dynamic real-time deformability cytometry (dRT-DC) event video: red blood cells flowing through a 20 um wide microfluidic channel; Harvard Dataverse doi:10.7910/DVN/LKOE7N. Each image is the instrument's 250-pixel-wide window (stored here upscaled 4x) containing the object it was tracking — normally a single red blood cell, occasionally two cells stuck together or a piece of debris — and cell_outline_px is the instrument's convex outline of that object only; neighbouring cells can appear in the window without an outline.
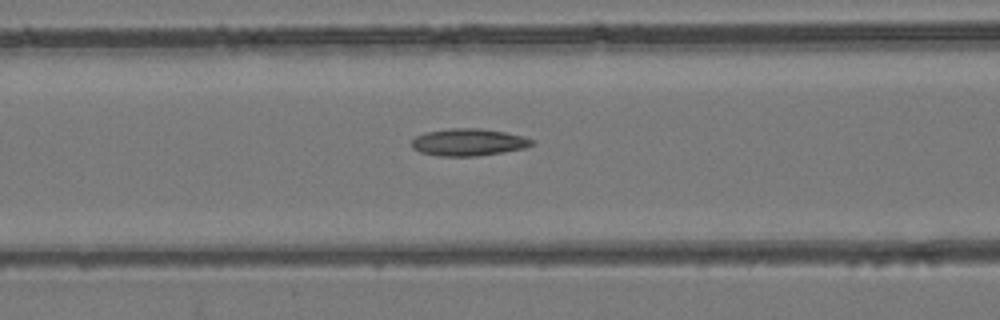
{"species": "common noctule bat (a hibernating species)", "species_latin": "Nyctalus noctula", "temperature_condition": "room temperature", "stored_images_in_passage": 44, "camera_frame_rate_fps": 3000, "um_per_image_px": 0.085, "animal": {"sex": "female", "body_mass_g": 24.6, "forearm_length_mm": 56.2}, "frame": {"image": 1, "passage_image": 21, "time_ms": 6.667, "image_size_px": [1000, 320], "cell_outline_px": [[536, 144], [524, 148], [504, 152], [476, 156], [440, 156], [420, 152], [412, 148], [412, 140], [416, 136], [424, 132], [448, 128], [480, 128], [504, 132], [524, 136], [536, 140]], "centroid_in_image_um": [39.85, 12.08], "position_along_channel_um": 126.8, "area_um2": 19.25}}
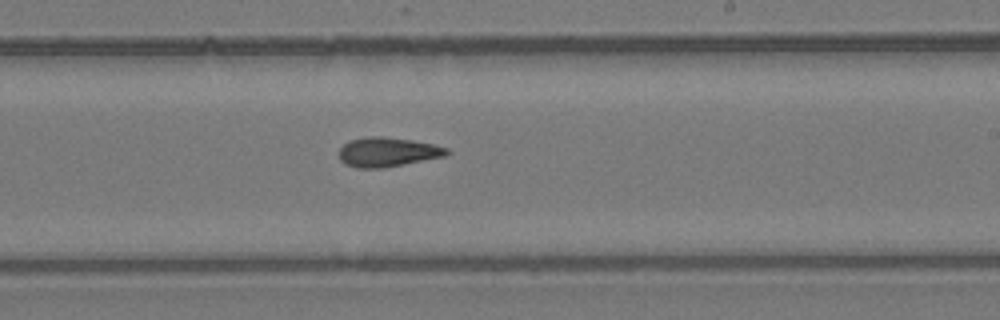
{"frame": {"image": 2, "passage_image": 30, "time_ms": 9.667, "image_size_px": [1000, 320], "cell_outline_px": [[452, 152], [444, 156], [384, 168], [356, 168], [344, 164], [340, 160], [340, 148], [348, 140], [364, 136], [380, 136], [412, 140], [432, 144], [448, 148]], "centroid_in_image_um": [32.92, 12.92], "position_along_channel_um": 256.1, "area_um2": 18.55}}
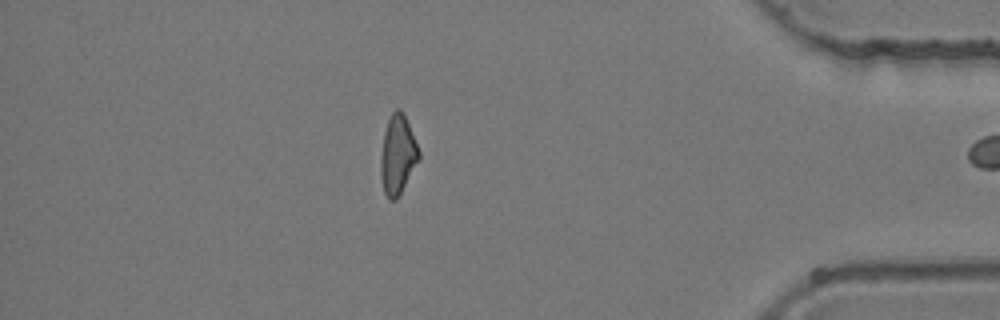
{"frame": {"image": 3, "passage_image": 43, "time_ms": 14.0, "image_size_px": [1000, 320], "cell_outline_px": [[420, 160], [396, 200], [388, 200], [384, 192], [380, 176], [380, 160], [384, 132], [388, 120], [392, 112], [396, 108], [400, 108], [408, 124], [420, 152]], "centroid_in_image_um": [33.79, 13.19], "position_along_channel_um": 401.4, "area_um2": 17.57}}